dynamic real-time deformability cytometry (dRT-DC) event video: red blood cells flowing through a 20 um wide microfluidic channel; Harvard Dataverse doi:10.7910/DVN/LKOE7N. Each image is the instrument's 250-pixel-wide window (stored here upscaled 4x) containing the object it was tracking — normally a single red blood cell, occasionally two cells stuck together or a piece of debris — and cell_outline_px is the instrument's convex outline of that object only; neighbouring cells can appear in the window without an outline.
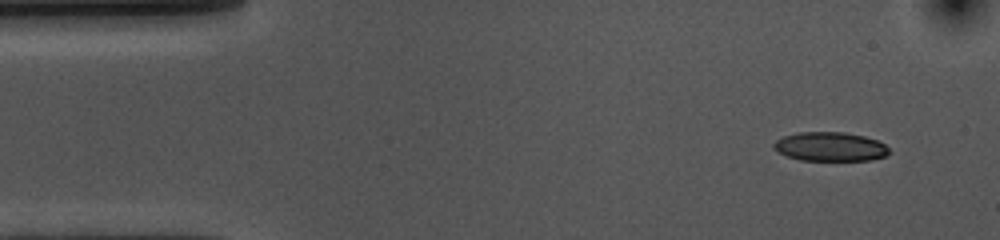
{"species": "common noctule bat (a hibernating species)", "species_latin": "Nyctalus noctula", "temperature_condition": "cold", "stored_images_in_passage": 51, "camera_frame_rate_fps": 3000, "um_per_image_px": 0.085, "animal": {"sex": "female", "body_mass_g": 10.0, "forearm_length_mm": 53.1}, "frame": {"image": 1, "passage_image": 1, "time_ms": 0.0, "image_size_px": [1000, 240], "cell_outline_px": [[892, 152], [884, 156], [872, 160], [800, 160], [788, 156], [772, 148], [772, 144], [776, 140], [784, 136], [800, 132], [844, 132], [864, 136], [876, 140], [884, 144]], "centroid_in_image_um": [70.57, 12.46], "position_along_channel_um": 14.4, "area_um2": 19.48}}
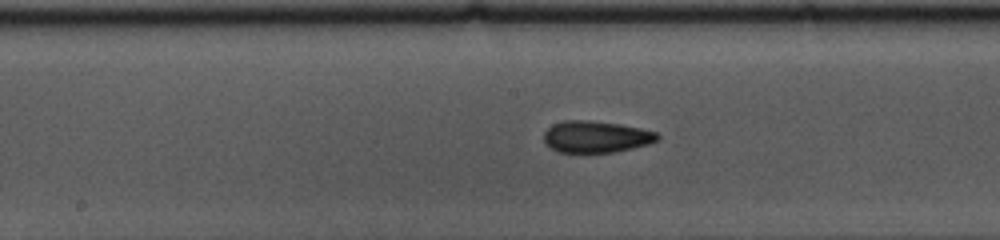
{"frame": {"image": 2, "passage_image": 23, "time_ms": 7.333, "image_size_px": [1000, 240], "cell_outline_px": [[660, 140], [648, 144], [616, 152], [556, 152], [544, 144], [544, 132], [552, 124], [564, 120], [588, 120], [620, 124], [640, 128], [656, 132], [660, 136]], "centroid_in_image_um": [50.64, 11.62], "position_along_channel_um": 197.6, "area_um2": 21.15}}
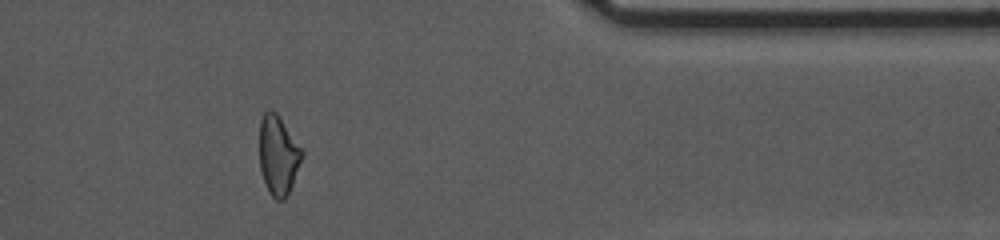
{"frame": {"image": 3, "passage_image": 41, "time_ms": 13.333, "image_size_px": [1000, 240], "cell_outline_px": [[304, 156], [292, 184], [284, 200], [276, 200], [268, 192], [260, 168], [260, 120], [264, 112], [268, 108], [276, 112], [304, 152]], "centroid_in_image_um": [23.65, 13.19], "position_along_channel_um": 387.8, "area_um2": 19.54}, "authors_computed_cell_mechanics": {"area_um2": 20.9236, "velocity_mm_per_s": 3.6067, "shape_relaxation_time_tau1_ms": 3.7974, "shape_relaxation_time_tau2_ms": 2.2989, "deformation_change_tau1": 0.128, "deformation_change_tau2": 0.0736}}